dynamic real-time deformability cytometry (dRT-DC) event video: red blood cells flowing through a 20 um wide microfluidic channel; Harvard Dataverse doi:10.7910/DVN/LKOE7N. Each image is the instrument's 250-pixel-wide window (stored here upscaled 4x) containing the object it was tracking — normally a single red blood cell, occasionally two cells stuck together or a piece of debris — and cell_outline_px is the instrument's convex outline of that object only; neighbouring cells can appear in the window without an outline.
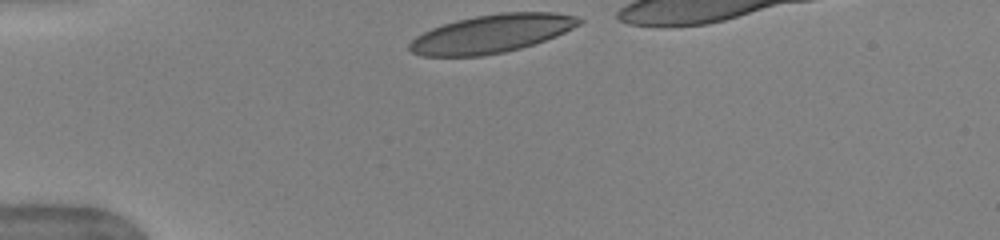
{"species": "human", "species_latin": "Homo sapiens", "temperature_condition": "warm", "stored_images_in_passage": 34, "camera_frame_rate_fps": 3000, "um_per_image_px": 0.085, "donor": {"sex": "female"}, "frame": {"image": 1, "passage_image": 1, "time_ms": 0.0, "image_size_px": [1000, 240], "cell_outline_px": [[584, 20], [580, 24], [556, 36], [520, 48], [504, 52], [484, 56], [420, 56], [412, 52], [408, 48], [408, 44], [416, 36], [432, 28], [456, 20], [476, 16], [500, 12], [556, 12], [576, 16]], "centroid_in_image_um": [41.78, 2.86], "position_along_channel_um": 43.2, "area_um2": 37.69}}
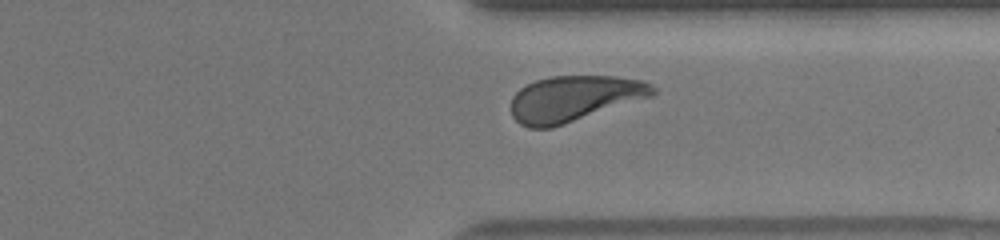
{"frame": {"image": 2, "passage_image": 28, "time_ms": 9.0, "image_size_px": [1000, 240], "cell_outline_px": [[656, 92], [652, 96], [552, 128], [528, 128], [520, 124], [512, 116], [512, 96], [520, 88], [536, 80], [552, 76], [616, 76], [644, 80], [652, 84], [656, 88]], "centroid_in_image_um": [48.81, 8.37], "position_along_channel_um": 362.6, "area_um2": 37.86}}
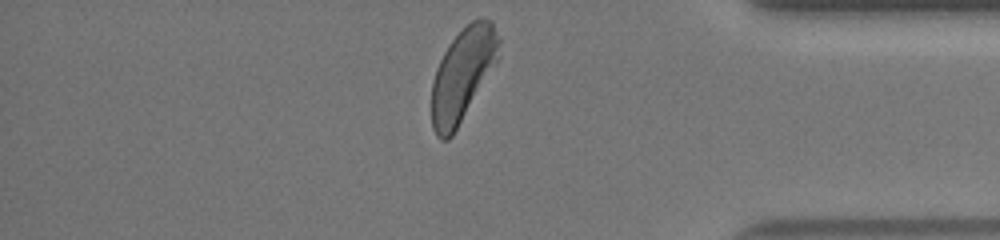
{"frame": {"image": 3, "passage_image": 32, "time_ms": 10.333, "image_size_px": [1000, 240], "cell_outline_px": [[500, 40], [496, 60], [452, 136], [448, 140], [440, 140], [436, 136], [432, 128], [432, 84], [436, 68], [444, 52], [452, 40], [472, 20], [480, 16], [484, 16], [492, 20]], "centroid_in_image_um": [39.3, 6.32], "position_along_channel_um": 395.9, "area_um2": 35.55}}